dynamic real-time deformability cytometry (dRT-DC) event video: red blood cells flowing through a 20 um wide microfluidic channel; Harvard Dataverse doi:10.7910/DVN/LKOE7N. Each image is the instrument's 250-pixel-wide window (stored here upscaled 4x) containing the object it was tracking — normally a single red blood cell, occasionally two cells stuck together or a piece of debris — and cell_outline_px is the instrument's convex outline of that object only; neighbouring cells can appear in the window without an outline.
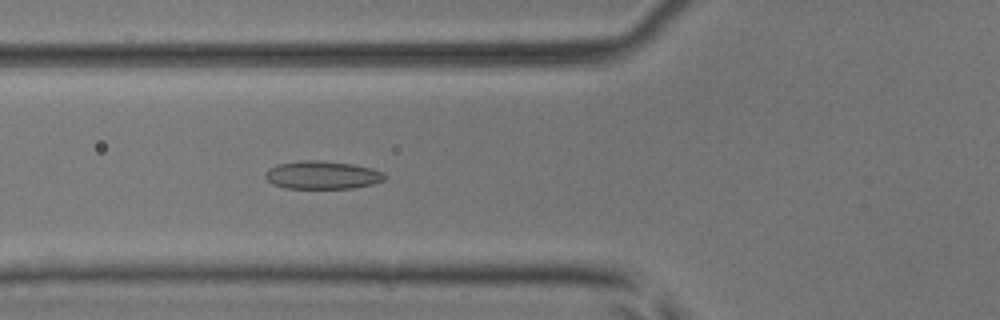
{"species": "common noctule bat (a hibernating species)", "species_latin": "Nyctalus noctula", "temperature_condition": "room temperature", "stored_images_in_passage": 5, "camera_frame_rate_fps": 3000, "um_per_image_px": 0.085, "animal": {"sex": "male", "body_mass_g": 17.9, "forearm_length_mm": 54.2}, "frame": {"image": 1, "passage_image": 5, "time_ms": 1.333, "image_size_px": [1000, 320], "cell_outline_px": [[384, 180], [372, 184], [352, 188], [284, 188], [272, 184], [264, 176], [268, 168], [276, 164], [304, 160], [320, 160], [352, 164], [372, 168], [380, 172], [384, 176]], "centroid_in_image_um": [27.33, 14.87], "position_along_channel_um": 98.5, "area_um2": 19.42}}